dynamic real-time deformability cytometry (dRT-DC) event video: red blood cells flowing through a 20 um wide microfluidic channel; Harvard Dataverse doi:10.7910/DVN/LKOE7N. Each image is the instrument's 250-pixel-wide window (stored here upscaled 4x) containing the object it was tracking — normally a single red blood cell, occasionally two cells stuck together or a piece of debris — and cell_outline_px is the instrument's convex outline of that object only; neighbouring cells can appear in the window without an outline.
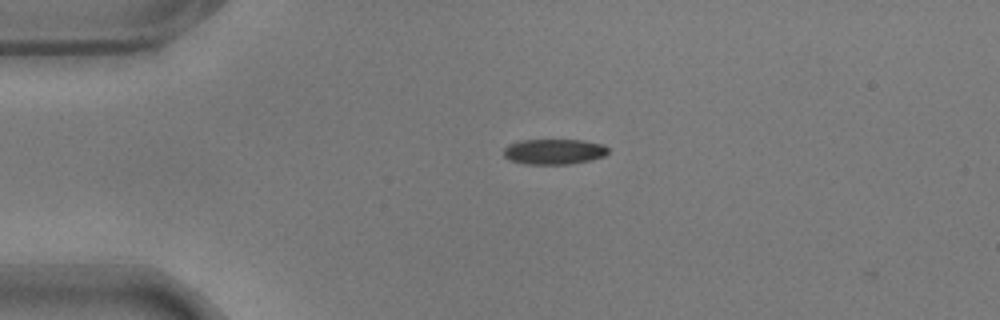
{"species": "common noctule bat (a hibernating species)", "species_latin": "Nyctalus noctula", "temperature_condition": "warm", "stored_images_in_passage": 45, "camera_frame_rate_fps": 3000, "um_per_image_px": 0.085, "animal": {"sex": "male", "body_mass_g": 17.9}, "frame": {"image": 1, "passage_image": 1, "time_ms": 0.0, "image_size_px": [1000, 320], "cell_outline_px": [[608, 152], [604, 156], [592, 160], [568, 164], [528, 164], [512, 160], [504, 156], [504, 148], [508, 144], [520, 140], [584, 140], [604, 144], [608, 148]], "centroid_in_image_um": [47.12, 12.88], "position_along_channel_um": 37.9, "area_um2": 15.49}}
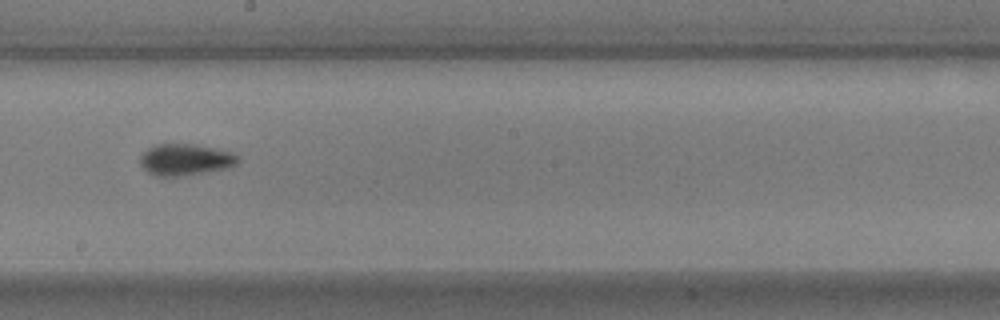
{"frame": {"image": 2, "passage_image": 20, "time_ms": 6.333, "image_size_px": [1000, 320], "cell_outline_px": [[240, 160], [236, 164], [228, 168], [176, 176], [156, 176], [148, 172], [140, 164], [140, 156], [148, 148], [156, 144], [196, 144], [216, 148], [232, 152], [240, 156]], "centroid_in_image_um": [15.77, 13.55], "position_along_channel_um": 232.4, "area_um2": 17.92}}
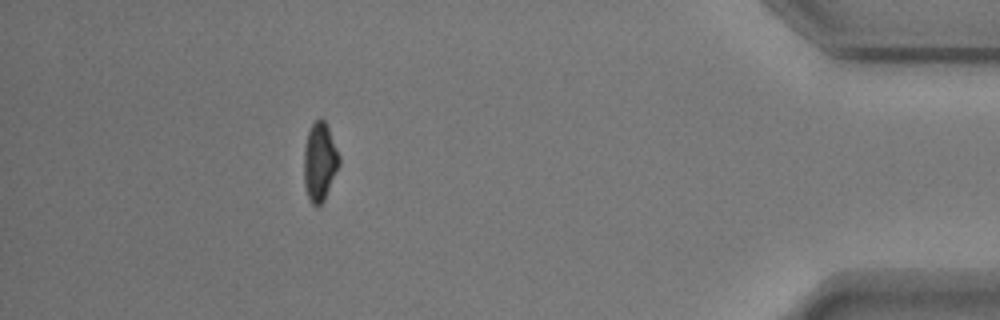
{"frame": {"image": 3, "passage_image": 39, "time_ms": 12.667, "image_size_px": [1000, 320], "cell_outline_px": [[340, 164], [324, 200], [316, 208], [308, 200], [304, 184], [304, 148], [308, 132], [312, 124], [320, 116], [324, 120], [328, 128], [340, 156]], "centroid_in_image_um": [27.17, 13.77], "position_along_channel_um": 408.0, "area_um2": 16.18}, "authors_computed_cell_mechanics": {"area_um2": 16.5886, "velocity_mm_per_s": 3.5766, "shape_relaxation_time_tau1_ms": 3.0243, "shape_relaxation_time_tau2_ms": 2.1751, "deformation_change_tau1": 0.1294, "deformation_change_tau2": 0.0733}}